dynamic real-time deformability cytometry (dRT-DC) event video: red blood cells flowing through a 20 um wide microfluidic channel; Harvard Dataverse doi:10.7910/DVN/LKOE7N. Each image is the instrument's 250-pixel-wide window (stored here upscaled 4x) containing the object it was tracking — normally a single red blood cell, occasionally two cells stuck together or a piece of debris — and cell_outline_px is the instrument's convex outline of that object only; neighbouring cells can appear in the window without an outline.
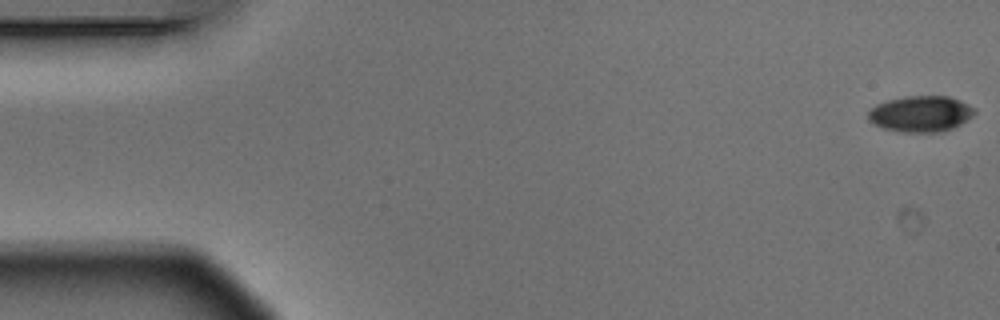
{"species": "Egyptian fruit bat (a non-hibernating species)", "species_latin": "Rousettus aegyptiacus", "temperature_condition": "warm", "stored_images_in_passage": 4, "camera_frame_rate_fps": 3000, "um_per_image_px": 0.085, "animal": {"sex": "male"}, "frame": {"image": 1, "passage_image": 1, "time_ms": 0.0, "image_size_px": [1000, 320], "cell_outline_px": [[976, 112], [972, 116], [960, 124], [944, 132], [900, 132], [884, 128], [868, 120], [868, 112], [876, 104], [888, 100], [904, 96], [948, 96], [960, 100], [976, 108]], "centroid_in_image_um": [78.28, 9.67], "position_along_channel_um": 6.7, "area_um2": 22.37}}
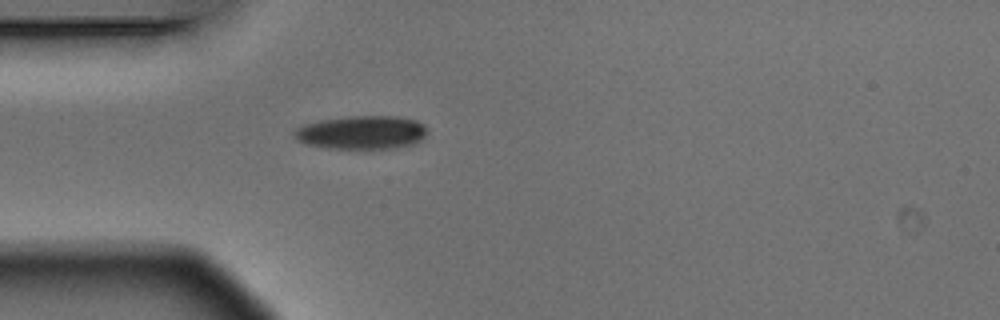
{"frame": {"image": 2, "passage_image": 4, "time_ms": 1.0, "image_size_px": [1000, 320], "cell_outline_px": [[428, 132], [420, 140], [412, 144], [396, 148], [328, 148], [308, 144], [300, 140], [292, 132], [296, 128], [304, 124], [320, 120], [352, 116], [396, 116], [416, 120], [424, 124]], "centroid_in_image_um": [30.78, 11.25], "position_along_channel_um": 54.2, "area_um2": 25.72}}